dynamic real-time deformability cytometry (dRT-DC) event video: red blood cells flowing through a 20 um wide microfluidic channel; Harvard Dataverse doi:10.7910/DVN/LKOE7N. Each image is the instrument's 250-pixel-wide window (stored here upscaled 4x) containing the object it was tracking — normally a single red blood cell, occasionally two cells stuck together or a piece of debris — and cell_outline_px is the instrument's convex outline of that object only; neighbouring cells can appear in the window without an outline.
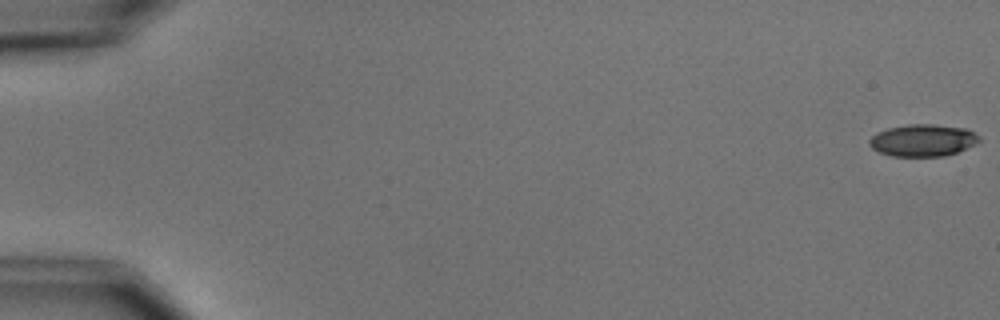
{"species": "common noctule bat (a hibernating species)", "species_latin": "Nyctalus noctula", "temperature_condition": "cold", "stored_images_in_passage": 10, "camera_frame_rate_fps": 3000, "um_per_image_px": 0.085, "animal": {"sex": "male", "body_mass_g": 15.6}, "frame": {"image": 1, "passage_image": 1, "time_ms": 0.0, "image_size_px": [1000, 320], "cell_outline_px": [[980, 140], [976, 144], [956, 152], [944, 156], [892, 156], [880, 152], [872, 148], [868, 144], [868, 140], [876, 132], [888, 128], [908, 124], [932, 124], [968, 128], [980, 136]], "centroid_in_image_um": [78.45, 11.91], "position_along_channel_um": 6.6, "area_um2": 20.63}}
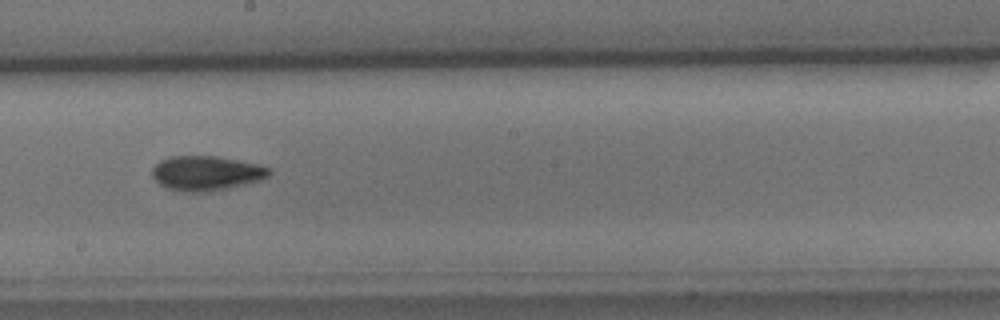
{"frame": {"image": 2, "passage_image": 9, "time_ms": 10.333, "image_size_px": [1000, 320], "cell_outline_px": [[272, 172], [268, 176], [260, 180], [228, 188], [208, 192], [184, 192], [168, 188], [160, 184], [152, 176], [152, 168], [160, 160], [168, 156], [216, 156], [256, 164], [272, 168]], "centroid_in_image_um": [17.52, 14.72], "position_along_channel_um": 230.7, "area_um2": 23.58}}
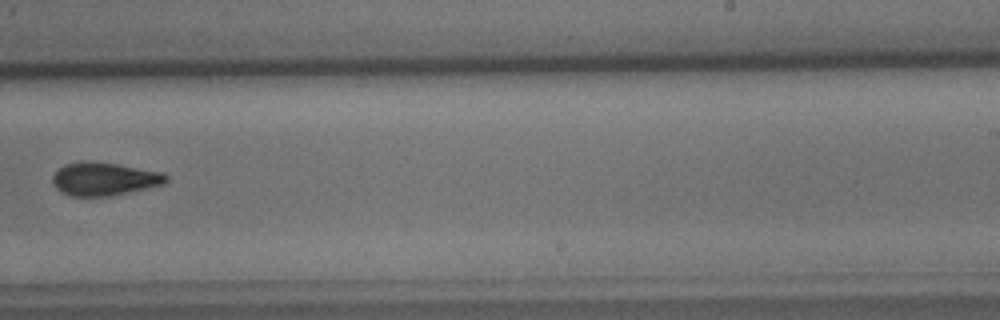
{"frame": {"image": 3, "passage_image": 10, "time_ms": 11.667, "image_size_px": [1000, 320], "cell_outline_px": [[168, 180], [164, 184], [112, 196], [68, 196], [60, 192], [52, 184], [52, 176], [64, 164], [80, 160], [92, 160], [164, 172], [168, 176]], "centroid_in_image_um": [8.83, 15.2], "position_along_channel_um": 280.2, "area_um2": 22.31}}